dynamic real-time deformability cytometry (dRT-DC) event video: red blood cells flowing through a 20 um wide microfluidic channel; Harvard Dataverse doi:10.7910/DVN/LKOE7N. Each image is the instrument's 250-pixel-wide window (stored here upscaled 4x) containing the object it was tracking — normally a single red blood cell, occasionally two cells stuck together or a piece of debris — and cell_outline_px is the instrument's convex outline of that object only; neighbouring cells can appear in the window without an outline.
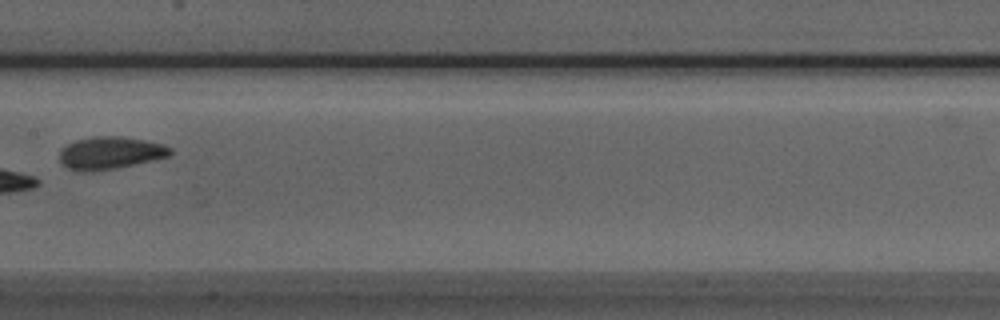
{"species": "Egyptian fruit bat (a non-hibernating species)", "species_latin": "Rousettus aegyptiacus", "temperature_condition": "room temperature", "stored_images_in_passage": 7, "camera_frame_rate_fps": 3000, "um_per_image_px": 0.085, "animal": {"sex": "male"}, "frame": {"image": 1, "passage_image": 7, "time_ms": 2.0, "image_size_px": [1000, 320], "cell_outline_px": [[172, 152], [168, 156], [152, 160], [116, 168], [92, 172], [76, 172], [60, 164], [60, 148], [76, 140], [92, 136], [120, 136], [144, 140], [164, 144], [172, 148]], "centroid_in_image_um": [9.32, 13.01], "position_along_channel_um": 198.1, "area_um2": 21.15}}